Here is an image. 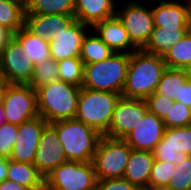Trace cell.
<instances>
[{
    "label": "cell",
    "instance_id": "17",
    "mask_svg": "<svg viewBox=\"0 0 191 190\" xmlns=\"http://www.w3.org/2000/svg\"><path fill=\"white\" fill-rule=\"evenodd\" d=\"M91 30H93L114 53L131 54L138 50L131 42L128 32L116 15L95 24Z\"/></svg>",
    "mask_w": 191,
    "mask_h": 190
},
{
    "label": "cell",
    "instance_id": "34",
    "mask_svg": "<svg viewBox=\"0 0 191 190\" xmlns=\"http://www.w3.org/2000/svg\"><path fill=\"white\" fill-rule=\"evenodd\" d=\"M191 185V156L175 167L173 176L169 181V190H189Z\"/></svg>",
    "mask_w": 191,
    "mask_h": 190
},
{
    "label": "cell",
    "instance_id": "46",
    "mask_svg": "<svg viewBox=\"0 0 191 190\" xmlns=\"http://www.w3.org/2000/svg\"><path fill=\"white\" fill-rule=\"evenodd\" d=\"M189 31L191 32V10L189 14Z\"/></svg>",
    "mask_w": 191,
    "mask_h": 190
},
{
    "label": "cell",
    "instance_id": "11",
    "mask_svg": "<svg viewBox=\"0 0 191 190\" xmlns=\"http://www.w3.org/2000/svg\"><path fill=\"white\" fill-rule=\"evenodd\" d=\"M148 112L147 102L141 99L121 97L112 114L108 132L109 138L124 139L133 131Z\"/></svg>",
    "mask_w": 191,
    "mask_h": 190
},
{
    "label": "cell",
    "instance_id": "18",
    "mask_svg": "<svg viewBox=\"0 0 191 190\" xmlns=\"http://www.w3.org/2000/svg\"><path fill=\"white\" fill-rule=\"evenodd\" d=\"M75 20L74 15L25 14L24 27L32 34L50 42L53 34L61 28H68Z\"/></svg>",
    "mask_w": 191,
    "mask_h": 190
},
{
    "label": "cell",
    "instance_id": "26",
    "mask_svg": "<svg viewBox=\"0 0 191 190\" xmlns=\"http://www.w3.org/2000/svg\"><path fill=\"white\" fill-rule=\"evenodd\" d=\"M113 53L97 34L90 29L89 33L87 32L83 38L79 57L83 64H90L103 61Z\"/></svg>",
    "mask_w": 191,
    "mask_h": 190
},
{
    "label": "cell",
    "instance_id": "22",
    "mask_svg": "<svg viewBox=\"0 0 191 190\" xmlns=\"http://www.w3.org/2000/svg\"><path fill=\"white\" fill-rule=\"evenodd\" d=\"M21 45L23 56L30 57L34 65L50 58L49 42L29 32L24 26L13 34Z\"/></svg>",
    "mask_w": 191,
    "mask_h": 190
},
{
    "label": "cell",
    "instance_id": "30",
    "mask_svg": "<svg viewBox=\"0 0 191 190\" xmlns=\"http://www.w3.org/2000/svg\"><path fill=\"white\" fill-rule=\"evenodd\" d=\"M59 80L82 87L84 64L80 57H72L57 62Z\"/></svg>",
    "mask_w": 191,
    "mask_h": 190
},
{
    "label": "cell",
    "instance_id": "32",
    "mask_svg": "<svg viewBox=\"0 0 191 190\" xmlns=\"http://www.w3.org/2000/svg\"><path fill=\"white\" fill-rule=\"evenodd\" d=\"M165 128H177L191 125V108L174 101L168 111V115L163 119Z\"/></svg>",
    "mask_w": 191,
    "mask_h": 190
},
{
    "label": "cell",
    "instance_id": "7",
    "mask_svg": "<svg viewBox=\"0 0 191 190\" xmlns=\"http://www.w3.org/2000/svg\"><path fill=\"white\" fill-rule=\"evenodd\" d=\"M93 162L67 161L45 177V190H96Z\"/></svg>",
    "mask_w": 191,
    "mask_h": 190
},
{
    "label": "cell",
    "instance_id": "5",
    "mask_svg": "<svg viewBox=\"0 0 191 190\" xmlns=\"http://www.w3.org/2000/svg\"><path fill=\"white\" fill-rule=\"evenodd\" d=\"M121 94L81 87L75 119L104 136L109 129L112 114Z\"/></svg>",
    "mask_w": 191,
    "mask_h": 190
},
{
    "label": "cell",
    "instance_id": "36",
    "mask_svg": "<svg viewBox=\"0 0 191 190\" xmlns=\"http://www.w3.org/2000/svg\"><path fill=\"white\" fill-rule=\"evenodd\" d=\"M145 101L147 102L148 111L163 120L168 115V111L175 100L167 98L164 95L153 93L148 96Z\"/></svg>",
    "mask_w": 191,
    "mask_h": 190
},
{
    "label": "cell",
    "instance_id": "12",
    "mask_svg": "<svg viewBox=\"0 0 191 190\" xmlns=\"http://www.w3.org/2000/svg\"><path fill=\"white\" fill-rule=\"evenodd\" d=\"M67 161L56 129L48 123L41 133L33 164L46 177L54 168Z\"/></svg>",
    "mask_w": 191,
    "mask_h": 190
},
{
    "label": "cell",
    "instance_id": "37",
    "mask_svg": "<svg viewBox=\"0 0 191 190\" xmlns=\"http://www.w3.org/2000/svg\"><path fill=\"white\" fill-rule=\"evenodd\" d=\"M152 153L155 160L171 162L176 166L188 157L186 154L178 153L170 146H163V138L156 145Z\"/></svg>",
    "mask_w": 191,
    "mask_h": 190
},
{
    "label": "cell",
    "instance_id": "10",
    "mask_svg": "<svg viewBox=\"0 0 191 190\" xmlns=\"http://www.w3.org/2000/svg\"><path fill=\"white\" fill-rule=\"evenodd\" d=\"M33 69L30 57L23 56L21 45L13 37L0 51V80L7 84L29 85Z\"/></svg>",
    "mask_w": 191,
    "mask_h": 190
},
{
    "label": "cell",
    "instance_id": "19",
    "mask_svg": "<svg viewBox=\"0 0 191 190\" xmlns=\"http://www.w3.org/2000/svg\"><path fill=\"white\" fill-rule=\"evenodd\" d=\"M117 0H74L76 20L92 28L95 24L116 15Z\"/></svg>",
    "mask_w": 191,
    "mask_h": 190
},
{
    "label": "cell",
    "instance_id": "25",
    "mask_svg": "<svg viewBox=\"0 0 191 190\" xmlns=\"http://www.w3.org/2000/svg\"><path fill=\"white\" fill-rule=\"evenodd\" d=\"M25 0H0V25L16 33L24 26Z\"/></svg>",
    "mask_w": 191,
    "mask_h": 190
},
{
    "label": "cell",
    "instance_id": "8",
    "mask_svg": "<svg viewBox=\"0 0 191 190\" xmlns=\"http://www.w3.org/2000/svg\"><path fill=\"white\" fill-rule=\"evenodd\" d=\"M126 5V6H125ZM121 8L117 7L116 16L128 32L131 42L143 49L149 42L154 29L152 7L147 8L141 0H130Z\"/></svg>",
    "mask_w": 191,
    "mask_h": 190
},
{
    "label": "cell",
    "instance_id": "24",
    "mask_svg": "<svg viewBox=\"0 0 191 190\" xmlns=\"http://www.w3.org/2000/svg\"><path fill=\"white\" fill-rule=\"evenodd\" d=\"M189 80L188 71L185 69L166 68L157 85L155 93L164 95L172 100H177L181 86Z\"/></svg>",
    "mask_w": 191,
    "mask_h": 190
},
{
    "label": "cell",
    "instance_id": "40",
    "mask_svg": "<svg viewBox=\"0 0 191 190\" xmlns=\"http://www.w3.org/2000/svg\"><path fill=\"white\" fill-rule=\"evenodd\" d=\"M13 32L6 27L0 25V51L9 43L13 38Z\"/></svg>",
    "mask_w": 191,
    "mask_h": 190
},
{
    "label": "cell",
    "instance_id": "9",
    "mask_svg": "<svg viewBox=\"0 0 191 190\" xmlns=\"http://www.w3.org/2000/svg\"><path fill=\"white\" fill-rule=\"evenodd\" d=\"M2 108L6 122L16 126L39 116L36 90L30 85L8 84Z\"/></svg>",
    "mask_w": 191,
    "mask_h": 190
},
{
    "label": "cell",
    "instance_id": "33",
    "mask_svg": "<svg viewBox=\"0 0 191 190\" xmlns=\"http://www.w3.org/2000/svg\"><path fill=\"white\" fill-rule=\"evenodd\" d=\"M176 165L167 161H158L154 159L151 170L149 185L167 188L169 181L173 176Z\"/></svg>",
    "mask_w": 191,
    "mask_h": 190
},
{
    "label": "cell",
    "instance_id": "39",
    "mask_svg": "<svg viewBox=\"0 0 191 190\" xmlns=\"http://www.w3.org/2000/svg\"><path fill=\"white\" fill-rule=\"evenodd\" d=\"M185 106L191 108V80L189 79L186 84L181 86L179 98L175 100Z\"/></svg>",
    "mask_w": 191,
    "mask_h": 190
},
{
    "label": "cell",
    "instance_id": "44",
    "mask_svg": "<svg viewBox=\"0 0 191 190\" xmlns=\"http://www.w3.org/2000/svg\"><path fill=\"white\" fill-rule=\"evenodd\" d=\"M139 190H169V189L157 186H151L148 184L146 186L139 187Z\"/></svg>",
    "mask_w": 191,
    "mask_h": 190
},
{
    "label": "cell",
    "instance_id": "14",
    "mask_svg": "<svg viewBox=\"0 0 191 190\" xmlns=\"http://www.w3.org/2000/svg\"><path fill=\"white\" fill-rule=\"evenodd\" d=\"M47 124L40 115L20 124L10 159L33 164L41 133Z\"/></svg>",
    "mask_w": 191,
    "mask_h": 190
},
{
    "label": "cell",
    "instance_id": "4",
    "mask_svg": "<svg viewBox=\"0 0 191 190\" xmlns=\"http://www.w3.org/2000/svg\"><path fill=\"white\" fill-rule=\"evenodd\" d=\"M130 54L113 53L103 61L84 64L82 87L122 95Z\"/></svg>",
    "mask_w": 191,
    "mask_h": 190
},
{
    "label": "cell",
    "instance_id": "29",
    "mask_svg": "<svg viewBox=\"0 0 191 190\" xmlns=\"http://www.w3.org/2000/svg\"><path fill=\"white\" fill-rule=\"evenodd\" d=\"M163 146H170L178 153L191 156V125L177 128H165Z\"/></svg>",
    "mask_w": 191,
    "mask_h": 190
},
{
    "label": "cell",
    "instance_id": "28",
    "mask_svg": "<svg viewBox=\"0 0 191 190\" xmlns=\"http://www.w3.org/2000/svg\"><path fill=\"white\" fill-rule=\"evenodd\" d=\"M25 14L74 15V0H25Z\"/></svg>",
    "mask_w": 191,
    "mask_h": 190
},
{
    "label": "cell",
    "instance_id": "31",
    "mask_svg": "<svg viewBox=\"0 0 191 190\" xmlns=\"http://www.w3.org/2000/svg\"><path fill=\"white\" fill-rule=\"evenodd\" d=\"M57 61L53 58H48L37 65H34L33 77L29 85L33 89H37L40 86L51 84L52 82L59 80Z\"/></svg>",
    "mask_w": 191,
    "mask_h": 190
},
{
    "label": "cell",
    "instance_id": "43",
    "mask_svg": "<svg viewBox=\"0 0 191 190\" xmlns=\"http://www.w3.org/2000/svg\"><path fill=\"white\" fill-rule=\"evenodd\" d=\"M7 83L5 81L0 80V107L3 105L4 94L6 91Z\"/></svg>",
    "mask_w": 191,
    "mask_h": 190
},
{
    "label": "cell",
    "instance_id": "15",
    "mask_svg": "<svg viewBox=\"0 0 191 190\" xmlns=\"http://www.w3.org/2000/svg\"><path fill=\"white\" fill-rule=\"evenodd\" d=\"M165 130L164 122L155 114L147 112L136 128L124 140L134 150L153 151L162 140Z\"/></svg>",
    "mask_w": 191,
    "mask_h": 190
},
{
    "label": "cell",
    "instance_id": "3",
    "mask_svg": "<svg viewBox=\"0 0 191 190\" xmlns=\"http://www.w3.org/2000/svg\"><path fill=\"white\" fill-rule=\"evenodd\" d=\"M50 124L56 129L68 161H93L102 137L98 131L75 118Z\"/></svg>",
    "mask_w": 191,
    "mask_h": 190
},
{
    "label": "cell",
    "instance_id": "45",
    "mask_svg": "<svg viewBox=\"0 0 191 190\" xmlns=\"http://www.w3.org/2000/svg\"><path fill=\"white\" fill-rule=\"evenodd\" d=\"M5 114H4V111H3V108L0 107V126L4 123H6V119H5Z\"/></svg>",
    "mask_w": 191,
    "mask_h": 190
},
{
    "label": "cell",
    "instance_id": "1",
    "mask_svg": "<svg viewBox=\"0 0 191 190\" xmlns=\"http://www.w3.org/2000/svg\"><path fill=\"white\" fill-rule=\"evenodd\" d=\"M161 55L138 49L130 54L122 97L145 100L155 93L161 76L166 69Z\"/></svg>",
    "mask_w": 191,
    "mask_h": 190
},
{
    "label": "cell",
    "instance_id": "21",
    "mask_svg": "<svg viewBox=\"0 0 191 190\" xmlns=\"http://www.w3.org/2000/svg\"><path fill=\"white\" fill-rule=\"evenodd\" d=\"M7 180H12L29 190H45V177L34 164L7 159Z\"/></svg>",
    "mask_w": 191,
    "mask_h": 190
},
{
    "label": "cell",
    "instance_id": "6",
    "mask_svg": "<svg viewBox=\"0 0 191 190\" xmlns=\"http://www.w3.org/2000/svg\"><path fill=\"white\" fill-rule=\"evenodd\" d=\"M131 150L124 139L102 136L92 161L96 179L123 178Z\"/></svg>",
    "mask_w": 191,
    "mask_h": 190
},
{
    "label": "cell",
    "instance_id": "27",
    "mask_svg": "<svg viewBox=\"0 0 191 190\" xmlns=\"http://www.w3.org/2000/svg\"><path fill=\"white\" fill-rule=\"evenodd\" d=\"M162 57L167 68L189 69L191 67V32L188 31Z\"/></svg>",
    "mask_w": 191,
    "mask_h": 190
},
{
    "label": "cell",
    "instance_id": "13",
    "mask_svg": "<svg viewBox=\"0 0 191 190\" xmlns=\"http://www.w3.org/2000/svg\"><path fill=\"white\" fill-rule=\"evenodd\" d=\"M91 28L75 20L68 28H61L59 32L52 35L50 45V56L55 61L79 57L84 36Z\"/></svg>",
    "mask_w": 191,
    "mask_h": 190
},
{
    "label": "cell",
    "instance_id": "23",
    "mask_svg": "<svg viewBox=\"0 0 191 190\" xmlns=\"http://www.w3.org/2000/svg\"><path fill=\"white\" fill-rule=\"evenodd\" d=\"M189 28H165L155 26L151 38L143 50L147 53L163 56L174 44L179 42Z\"/></svg>",
    "mask_w": 191,
    "mask_h": 190
},
{
    "label": "cell",
    "instance_id": "42",
    "mask_svg": "<svg viewBox=\"0 0 191 190\" xmlns=\"http://www.w3.org/2000/svg\"><path fill=\"white\" fill-rule=\"evenodd\" d=\"M7 176V159L0 158V182L5 181Z\"/></svg>",
    "mask_w": 191,
    "mask_h": 190
},
{
    "label": "cell",
    "instance_id": "47",
    "mask_svg": "<svg viewBox=\"0 0 191 190\" xmlns=\"http://www.w3.org/2000/svg\"><path fill=\"white\" fill-rule=\"evenodd\" d=\"M187 71H188L189 79L191 80V67L187 69Z\"/></svg>",
    "mask_w": 191,
    "mask_h": 190
},
{
    "label": "cell",
    "instance_id": "2",
    "mask_svg": "<svg viewBox=\"0 0 191 190\" xmlns=\"http://www.w3.org/2000/svg\"><path fill=\"white\" fill-rule=\"evenodd\" d=\"M80 90L81 87L61 80L40 86L36 89L39 115L47 123L74 119Z\"/></svg>",
    "mask_w": 191,
    "mask_h": 190
},
{
    "label": "cell",
    "instance_id": "41",
    "mask_svg": "<svg viewBox=\"0 0 191 190\" xmlns=\"http://www.w3.org/2000/svg\"><path fill=\"white\" fill-rule=\"evenodd\" d=\"M0 190H29L27 187L20 185L12 180H5L0 182Z\"/></svg>",
    "mask_w": 191,
    "mask_h": 190
},
{
    "label": "cell",
    "instance_id": "35",
    "mask_svg": "<svg viewBox=\"0 0 191 190\" xmlns=\"http://www.w3.org/2000/svg\"><path fill=\"white\" fill-rule=\"evenodd\" d=\"M18 136V126L4 123L0 126V158L10 159Z\"/></svg>",
    "mask_w": 191,
    "mask_h": 190
},
{
    "label": "cell",
    "instance_id": "20",
    "mask_svg": "<svg viewBox=\"0 0 191 190\" xmlns=\"http://www.w3.org/2000/svg\"><path fill=\"white\" fill-rule=\"evenodd\" d=\"M153 164L151 151L132 149L123 178L137 187L146 186L149 184Z\"/></svg>",
    "mask_w": 191,
    "mask_h": 190
},
{
    "label": "cell",
    "instance_id": "16",
    "mask_svg": "<svg viewBox=\"0 0 191 190\" xmlns=\"http://www.w3.org/2000/svg\"><path fill=\"white\" fill-rule=\"evenodd\" d=\"M152 7L154 26L189 28L190 0H160Z\"/></svg>",
    "mask_w": 191,
    "mask_h": 190
},
{
    "label": "cell",
    "instance_id": "38",
    "mask_svg": "<svg viewBox=\"0 0 191 190\" xmlns=\"http://www.w3.org/2000/svg\"><path fill=\"white\" fill-rule=\"evenodd\" d=\"M96 190H139V187L125 178H107L97 180Z\"/></svg>",
    "mask_w": 191,
    "mask_h": 190
}]
</instances>
